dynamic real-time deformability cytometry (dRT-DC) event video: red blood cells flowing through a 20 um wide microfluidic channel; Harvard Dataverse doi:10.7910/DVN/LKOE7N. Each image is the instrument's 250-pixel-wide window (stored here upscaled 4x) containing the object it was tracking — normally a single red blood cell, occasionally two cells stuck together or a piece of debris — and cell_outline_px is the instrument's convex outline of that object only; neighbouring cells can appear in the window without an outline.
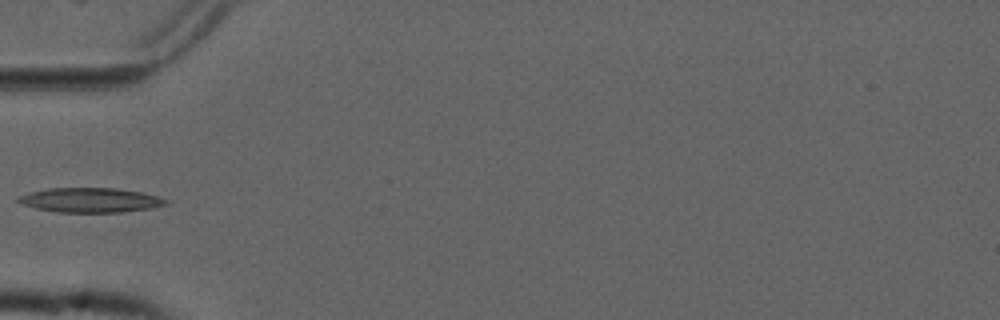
{"species": "common noctule bat (a hibernating species)", "species_latin": "Nyctalus noctula", "temperature_condition": "cold", "stored_images_in_passage": 5, "camera_frame_rate_fps": 3000, "um_per_image_px": 0.085, "animal": {"sex": "male", "forearm_length_mm": 52.5}, "frame": {"image": 1, "passage_image": 4, "time_ms": 1.0, "image_size_px": [1000, 320], "cell_outline_px": [[168, 204], [152, 208], [120, 212], [56, 212], [36, 208], [20, 204], [16, 200], [20, 196], [28, 192], [48, 188], [116, 188], [140, 192], [156, 196], [168, 200]], "centroid_in_image_um": [7.65, 17.01], "position_along_channel_um": 77.4, "area_um2": 21.1}}
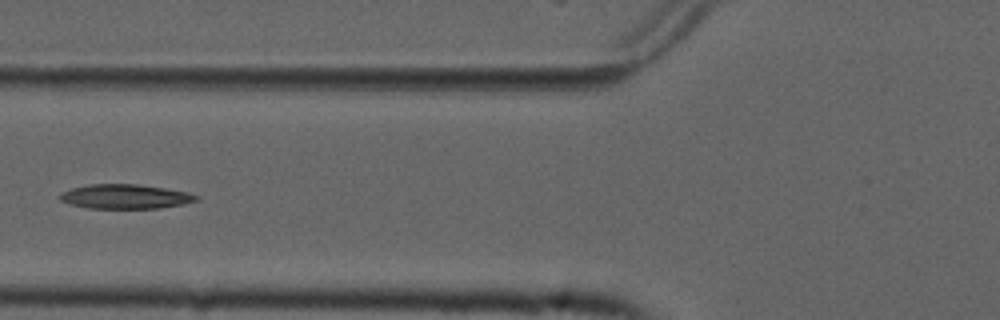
{"frame": {"image": 2, "passage_image": 5, "time_ms": 1.333, "image_size_px": [1000, 320], "cell_outline_px": [[200, 200], [160, 208], [88, 208], [72, 204], [60, 200], [60, 192], [72, 188], [88, 184], [136, 184], [164, 188], [188, 192], [200, 196]], "centroid_in_image_um": [10.66, 16.7], "position_along_channel_um": 115.1, "area_um2": 19.31}}